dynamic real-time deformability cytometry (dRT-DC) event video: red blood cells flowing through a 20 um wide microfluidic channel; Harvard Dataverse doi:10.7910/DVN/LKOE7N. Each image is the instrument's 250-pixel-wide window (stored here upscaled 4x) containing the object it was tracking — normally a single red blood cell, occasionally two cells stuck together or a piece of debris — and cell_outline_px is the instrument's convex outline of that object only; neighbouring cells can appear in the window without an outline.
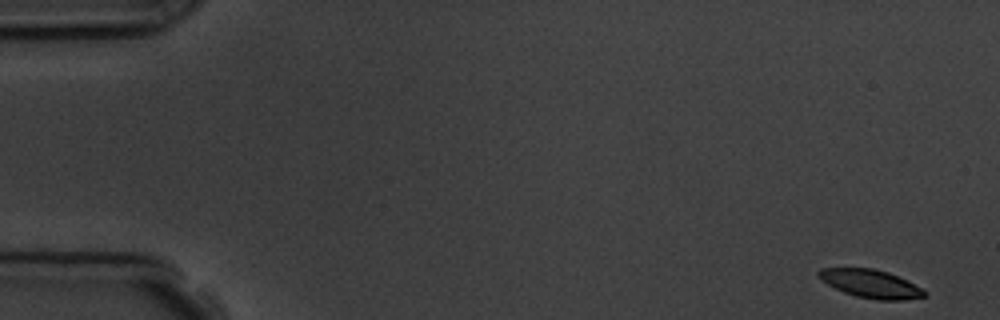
{"species": "common noctule bat (a hibernating species)", "species_latin": "Nyctalus noctula", "temperature_condition": "room temperature", "stored_images_in_passage": 4, "camera_frame_rate_fps": 3000, "um_per_image_px": 0.085, "animal": {"sex": "male", "body_mass_g": 19.5, "forearm_length_mm": 54.6}, "frame": {"image": 1, "passage_image": 1, "time_ms": 0.0, "image_size_px": [1000, 320], "cell_outline_px": [[928, 296], [904, 300], [876, 300], [856, 296], [844, 292], [828, 284], [816, 276], [816, 272], [820, 268], [872, 268], [888, 272], [928, 292]], "centroid_in_image_um": [73.98, 24.12], "position_along_channel_um": 11.0, "area_um2": 17.28}}
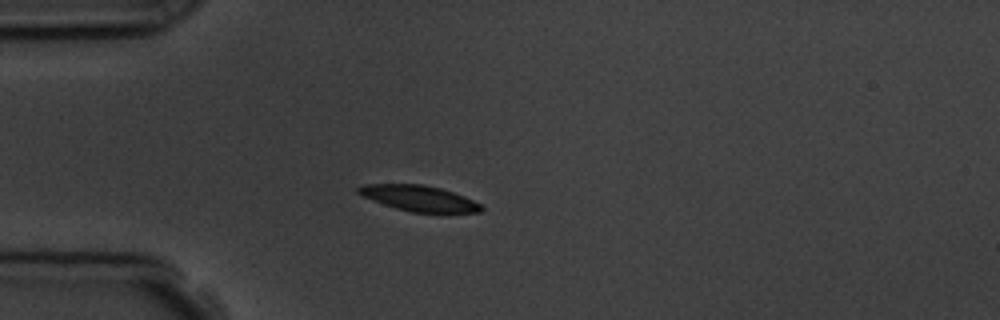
{"frame": {"image": 2, "passage_image": 4, "time_ms": 4.333, "image_size_px": [1000, 320], "cell_outline_px": [[484, 208], [480, 212], [448, 216], [440, 216], [412, 212], [396, 208], [372, 200], [356, 192], [356, 188], [364, 184], [424, 184], [440, 188], [464, 196], [480, 204]], "centroid_in_image_um": [35.72, 16.92], "position_along_channel_um": 49.3, "area_um2": 19.25}}